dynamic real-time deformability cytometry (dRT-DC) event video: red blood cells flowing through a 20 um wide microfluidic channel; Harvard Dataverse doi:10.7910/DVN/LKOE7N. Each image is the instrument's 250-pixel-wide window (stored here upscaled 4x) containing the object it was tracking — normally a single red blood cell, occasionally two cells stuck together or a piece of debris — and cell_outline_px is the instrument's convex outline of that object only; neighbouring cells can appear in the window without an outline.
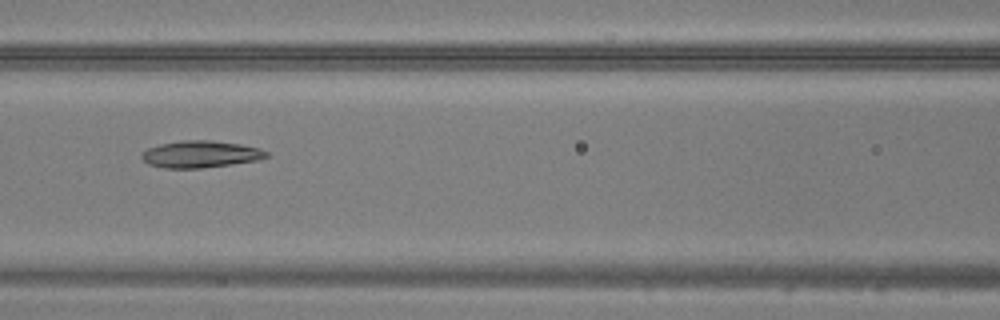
{"species": "common noctule bat (a hibernating species)", "species_latin": "Nyctalus noctula", "temperature_condition": "warm", "stored_images_in_passage": 30, "camera_frame_rate_fps": 3000, "um_per_image_px": 0.085, "animal": {"sex": "male", "body_mass_g": 20.5, "forearm_length_mm": 52.5}, "frame": {"image": 1, "passage_image": 7, "time_ms": 2.0, "image_size_px": [1000, 320], "cell_outline_px": [[268, 156], [256, 160], [232, 164], [204, 168], [164, 168], [148, 164], [140, 156], [148, 148], [160, 144], [180, 140], [212, 140], [240, 144], [260, 148], [268, 152]], "centroid_in_image_um": [17.04, 13.1], "position_along_channel_um": 149.6, "area_um2": 19.54}}
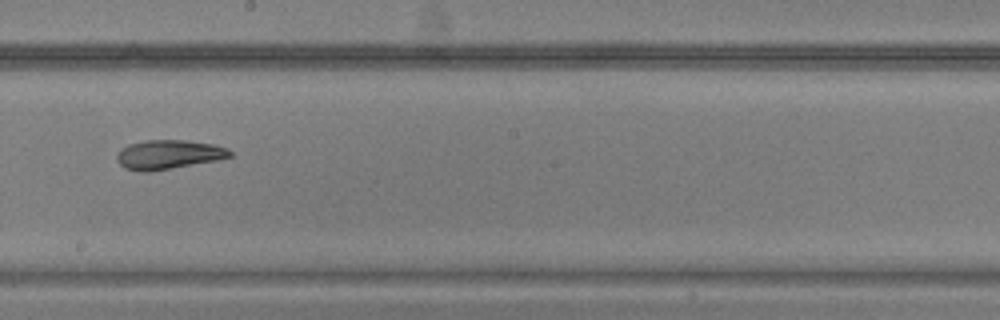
{"frame": {"image": 2, "passage_image": 13, "time_ms": 4.0, "image_size_px": [1000, 320], "cell_outline_px": [[232, 156], [216, 160], [172, 168], [148, 172], [140, 172], [124, 168], [116, 160], [116, 152], [120, 148], [128, 144], [144, 140], [188, 140], [212, 144], [228, 148], [232, 152]], "centroid_in_image_um": [14.27, 13.13], "position_along_channel_um": 233.9, "area_um2": 19.42}}
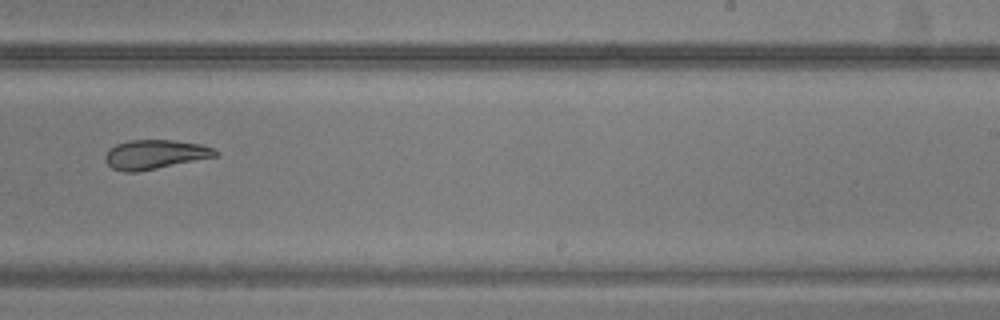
{"frame": {"image": 3, "passage_image": 16, "time_ms": 5.0, "image_size_px": [1000, 320], "cell_outline_px": [[220, 156], [136, 172], [124, 172], [112, 168], [104, 160], [104, 156], [108, 148], [116, 144], [128, 140], [172, 140], [200, 144], [212, 148], [220, 152]], "centroid_in_image_um": [13.17, 13.12], "position_along_channel_um": 275.8, "area_um2": 18.96}}